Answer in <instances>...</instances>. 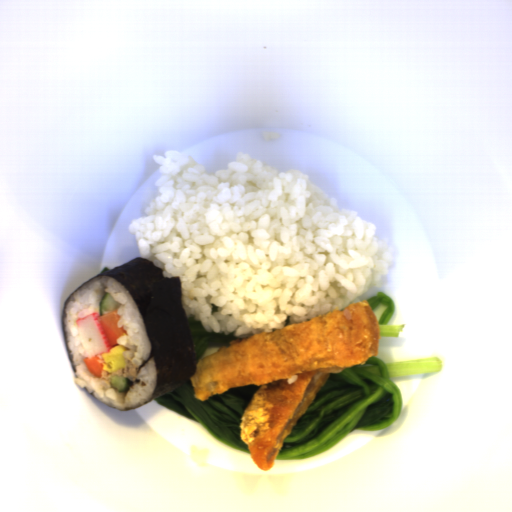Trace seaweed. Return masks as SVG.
Wrapping results in <instances>:
<instances>
[{
	"label": "seaweed",
	"mask_w": 512,
	"mask_h": 512,
	"mask_svg": "<svg viewBox=\"0 0 512 512\" xmlns=\"http://www.w3.org/2000/svg\"><path fill=\"white\" fill-rule=\"evenodd\" d=\"M100 276L112 277L124 285L134 299L142 316L151 345V354L149 358L141 363L138 371L149 360L155 359L156 387L150 399L142 405L131 409H116L108 406L121 412L131 411L142 407L156 397L174 391L186 383L196 372L197 359L191 331L182 304L181 280L177 276L165 277L161 267H157L149 259L139 257L98 274L76 288L66 298L61 314V332L64 347L75 374H78V372L65 331L67 306L73 294L79 288ZM84 389L94 397L86 387Z\"/></svg>",
	"instance_id": "1faa68ee"
}]
</instances>
